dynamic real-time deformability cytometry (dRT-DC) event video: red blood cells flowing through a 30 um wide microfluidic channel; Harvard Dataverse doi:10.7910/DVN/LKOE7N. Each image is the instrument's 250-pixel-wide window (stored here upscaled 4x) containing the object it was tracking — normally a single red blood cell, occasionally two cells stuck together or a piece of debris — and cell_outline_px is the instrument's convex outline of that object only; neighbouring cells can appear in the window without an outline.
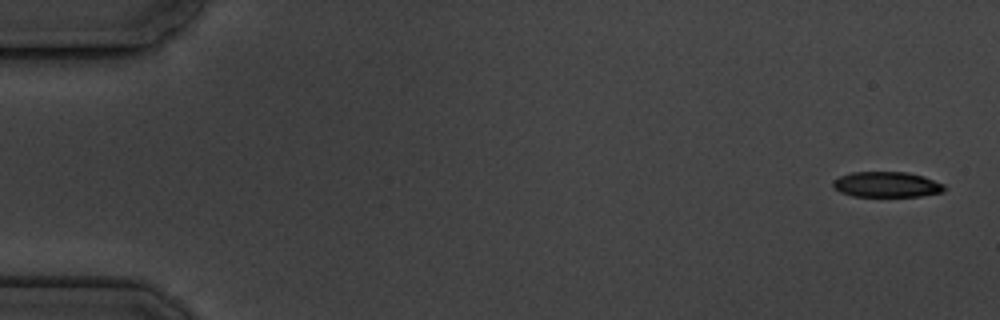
{"species": "common noctule bat (a hibernating species)", "species_latin": "Nyctalus noctula", "temperature_condition": "cold", "stored_images_in_passage": 11, "camera_frame_rate_fps": 3000, "um_per_image_px": 0.085, "animal": {"sex": "male", "body_mass_g": 19.5, "forearm_length_mm": 54.6}, "frame": {"image": 1, "passage_image": 1, "time_ms": 0.0, "image_size_px": [1000, 320], "cell_outline_px": [[944, 192], [920, 196], [852, 196], [840, 192], [832, 188], [832, 180], [840, 176], [852, 172], [908, 172], [924, 176], [944, 184]], "centroid_in_image_um": [75.34, 15.68], "position_along_channel_um": 9.7, "area_um2": 16.65}}
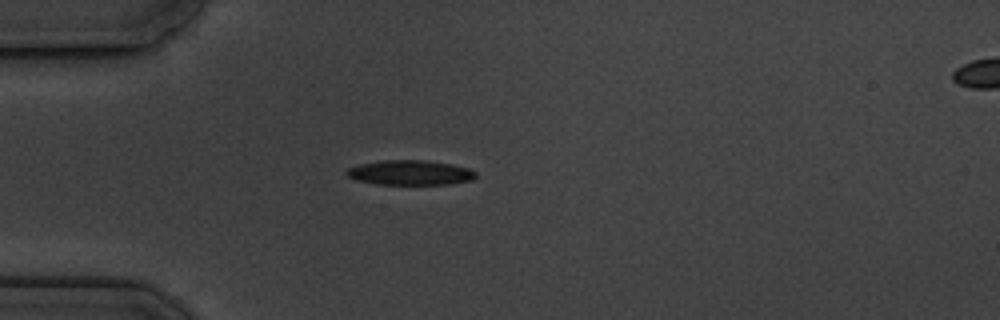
{"frame": {"image": 2, "passage_image": 4, "time_ms": 4.667, "image_size_px": [1000, 320], "cell_outline_px": [[476, 176], [472, 180], [452, 184], [376, 184], [356, 180], [348, 176], [344, 172], [348, 168], [360, 164], [384, 160], [424, 160], [452, 164], [468, 168], [476, 172]], "centroid_in_image_um": [34.87, 14.67], "position_along_channel_um": 50.1, "area_um2": 18.67}}
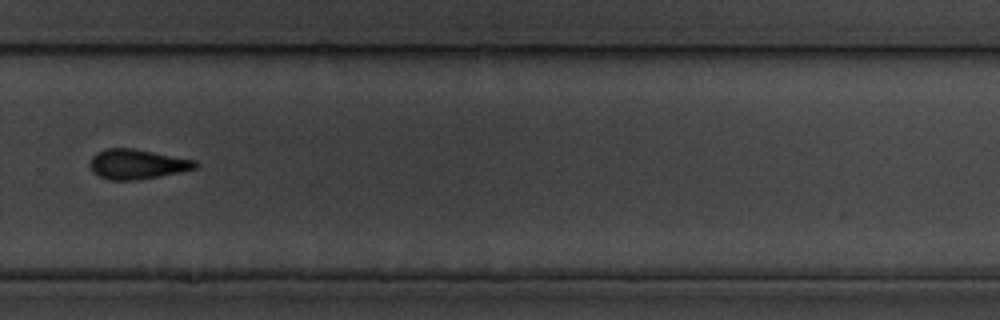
{"frame": {"image": 3, "passage_image": 11, "time_ms": 12.667, "image_size_px": [1000, 320], "cell_outline_px": [[200, 164], [196, 168], [180, 172], [140, 180], [108, 180], [92, 172], [88, 164], [92, 156], [96, 152], [108, 148], [132, 148], [196, 160]], "centroid_in_image_um": [11.64, 13.96], "position_along_channel_um": 318.2, "area_um2": 18.5}}